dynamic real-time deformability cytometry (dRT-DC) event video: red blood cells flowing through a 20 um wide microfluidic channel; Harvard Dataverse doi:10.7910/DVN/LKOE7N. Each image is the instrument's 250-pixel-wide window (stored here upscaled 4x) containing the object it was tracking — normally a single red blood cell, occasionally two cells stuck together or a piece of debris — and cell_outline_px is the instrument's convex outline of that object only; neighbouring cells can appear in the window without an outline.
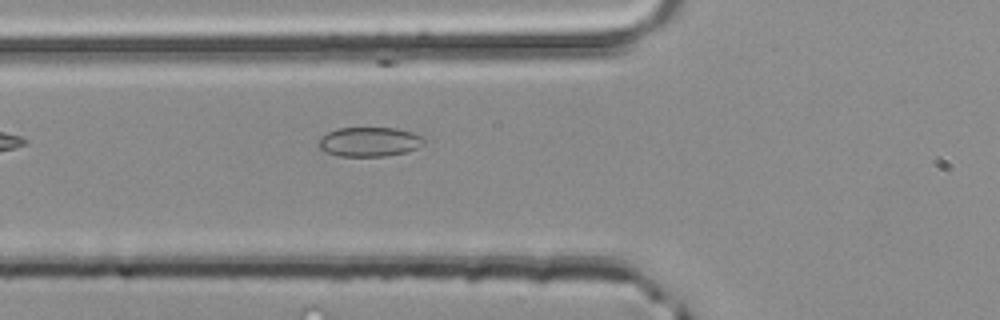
{"species": "common noctule bat (a hibernating species)", "species_latin": "Nyctalus noctula", "temperature_condition": "room temperature", "stored_images_in_passage": 4, "camera_frame_rate_fps": 3000, "um_per_image_px": 0.085, "animal": {"sex": "male", "body_mass_g": 20.4}, "frame": {"image": 1, "passage_image": 4, "time_ms": 1.0, "image_size_px": [1000, 320], "cell_outline_px": [[424, 144], [408, 152], [384, 156], [340, 156], [324, 152], [316, 144], [316, 140], [320, 136], [336, 128], [396, 128], [412, 132], [424, 136]], "centroid_in_image_um": [31.36, 12.05], "position_along_channel_um": 94.4, "area_um2": 18.38}}